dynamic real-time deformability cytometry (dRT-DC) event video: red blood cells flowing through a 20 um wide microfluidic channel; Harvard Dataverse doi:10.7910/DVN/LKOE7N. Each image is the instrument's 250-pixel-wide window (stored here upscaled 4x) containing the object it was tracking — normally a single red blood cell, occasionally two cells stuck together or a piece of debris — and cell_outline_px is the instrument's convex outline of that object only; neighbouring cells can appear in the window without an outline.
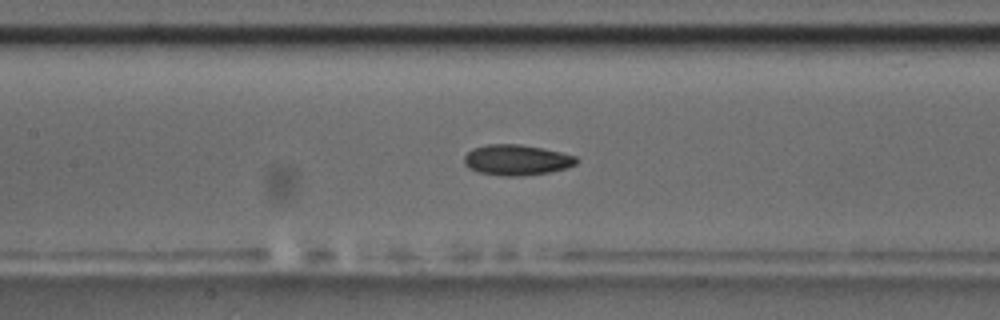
{"species": "common noctule bat (a hibernating species)", "species_latin": "Nyctalus noctula", "temperature_condition": "room temperature", "stored_images_in_passage": 41, "camera_frame_rate_fps": 3000, "um_per_image_px": 0.085, "animal": {"sex": "male", "body_mass_g": 17.5, "forearm_length_mm": 52.3}, "frame": {"image": 1, "passage_image": 12, "time_ms": 3.667, "image_size_px": [1000, 320], "cell_outline_px": [[576, 164], [564, 168], [548, 172], [524, 176], [504, 176], [480, 172], [468, 168], [464, 164], [464, 156], [472, 148], [488, 144], [520, 144], [560, 152], [576, 156]], "centroid_in_image_um": [43.87, 13.59], "position_along_channel_um": 163.5, "area_um2": 19.83}, "authors_computed_cell_mechanics": {"area_um2": 19.8832, "velocity_mm_per_s": 3.713, "shape_relaxation_time_tau1_ms": 5.5982, "shape_relaxation_time_tau2_ms": 3.8611, "deformation_change_tau1": 0.1279, "deformation_change_tau2": 0.0766}}